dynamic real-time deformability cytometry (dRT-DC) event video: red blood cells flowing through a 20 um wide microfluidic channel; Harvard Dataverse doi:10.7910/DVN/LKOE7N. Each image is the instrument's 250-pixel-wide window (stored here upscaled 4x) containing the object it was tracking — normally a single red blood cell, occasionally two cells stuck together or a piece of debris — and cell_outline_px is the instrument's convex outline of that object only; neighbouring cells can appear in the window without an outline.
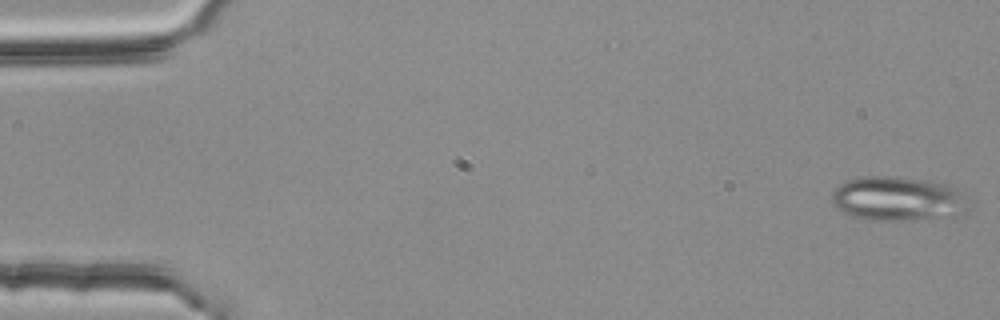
{"species": "common noctule bat (a hibernating species)", "species_latin": "Nyctalus noctula", "temperature_condition": "room temperature", "stored_images_in_passage": 54, "camera_frame_rate_fps": 3000, "um_per_image_px": 0.085, "animal": {"sex": "female", "body_mass_g": 25.1}, "frame": {"image": 1, "passage_image": 1, "time_ms": 0.0, "image_size_px": [1000, 320], "cell_outline_px": [[972, 208], [968, 212], [952, 216], [904, 220], [868, 220], [852, 216], [844, 212], [832, 200], [832, 192], [840, 184], [848, 180], [864, 176], [888, 176], [928, 180], [948, 184], [964, 192]], "centroid_in_image_um": [76.42, 16.89], "position_along_channel_um": 8.6, "area_um2": 35.55}}
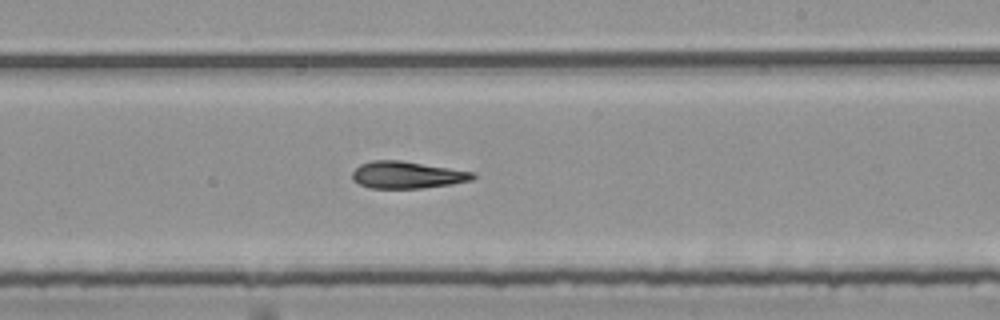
{"frame": {"image": 2, "passage_image": 32, "time_ms": 10.333, "image_size_px": [1000, 320], "cell_outline_px": [[476, 176], [472, 180], [452, 184], [420, 188], [368, 188], [352, 180], [352, 172], [360, 164], [372, 160], [400, 160], [476, 172]], "centroid_in_image_um": [34.6, 14.86], "position_along_channel_um": 254.4, "area_um2": 19.07}}
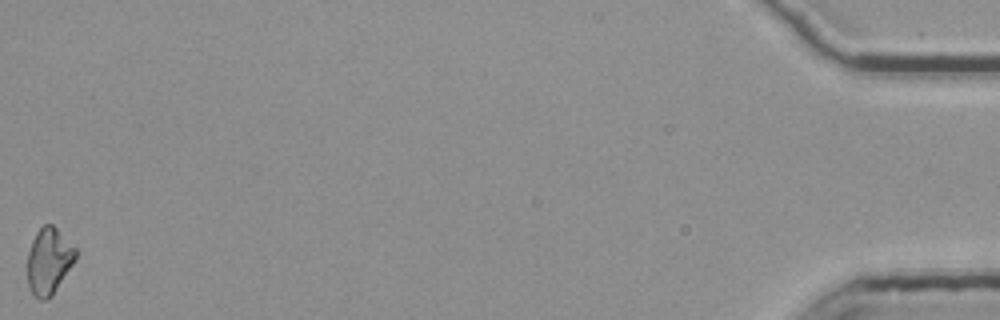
{"frame": {"image": 3, "passage_image": 54, "time_ms": 17.667, "image_size_px": [1000, 320], "cell_outline_px": [[76, 260], [52, 296], [48, 300], [40, 300], [32, 292], [28, 284], [28, 252], [32, 240], [36, 232], [44, 224], [52, 224], [76, 248]], "centroid_in_image_um": [4.16, 22.2], "position_along_channel_um": 431.0, "area_um2": 18.61}, "authors_computed_cell_mechanics": {"area_um2": 19.074, "velocity_mm_per_s": 3.7958, "shape_relaxation_time_tau1_ms": null, "shape_relaxation_time_tau2_ms": 8.2894, "deformation_change_tau1": null, "deformation_change_tau2": 0.1894}}